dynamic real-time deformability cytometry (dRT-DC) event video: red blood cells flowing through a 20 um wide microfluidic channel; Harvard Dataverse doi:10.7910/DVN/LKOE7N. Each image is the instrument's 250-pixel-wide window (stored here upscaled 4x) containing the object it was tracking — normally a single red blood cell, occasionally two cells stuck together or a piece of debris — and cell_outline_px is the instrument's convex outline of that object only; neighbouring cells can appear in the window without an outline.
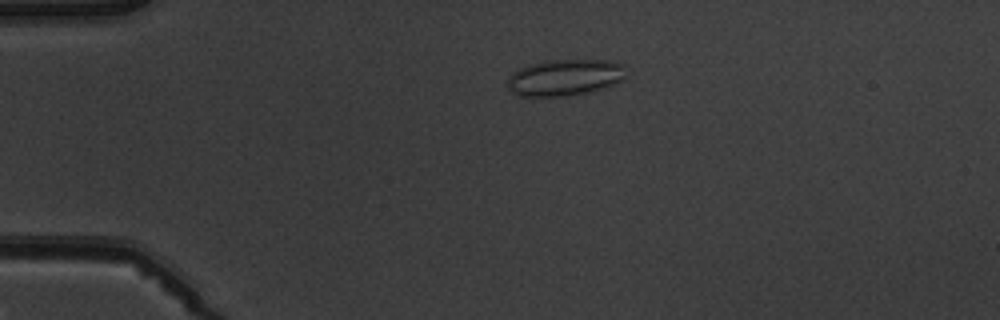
{"species": "common noctule bat (a hibernating species)", "species_latin": "Nyctalus noctula", "temperature_condition": "warm", "stored_images_in_passage": 4, "camera_frame_rate_fps": 3000, "um_per_image_px": 0.085, "animal": {"sex": "male", "body_mass_g": 19.5, "forearm_length_mm": 54.6}, "frame": {"image": 1, "passage_image": 3, "time_ms": 2.667, "image_size_px": [1000, 320], "cell_outline_px": [[624, 80], [616, 84], [588, 92], [564, 96], [520, 96], [512, 92], [508, 88], [508, 76], [512, 72], [528, 64], [552, 60], [612, 60], [624, 64]], "centroid_in_image_um": [48.02, 6.58], "position_along_channel_um": 37.0, "area_um2": 25.26}}